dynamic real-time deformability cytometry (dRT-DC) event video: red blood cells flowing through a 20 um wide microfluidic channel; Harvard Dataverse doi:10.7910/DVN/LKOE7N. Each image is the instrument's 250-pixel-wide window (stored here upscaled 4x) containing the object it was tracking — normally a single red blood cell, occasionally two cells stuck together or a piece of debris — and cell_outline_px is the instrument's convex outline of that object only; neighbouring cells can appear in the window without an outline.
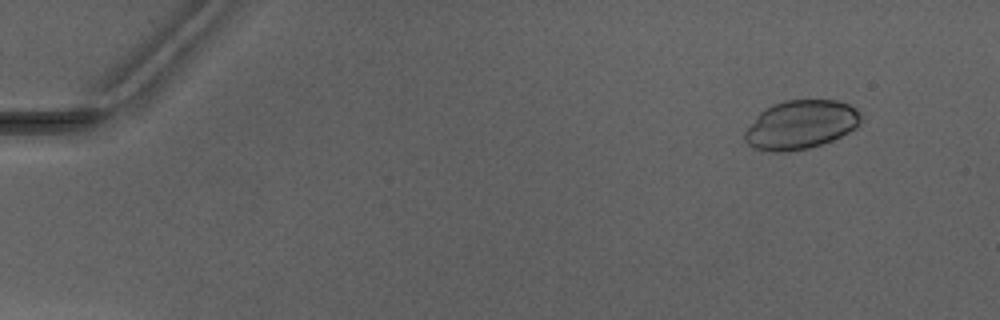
{"species": "Egyptian fruit bat (a non-hibernating species)", "species_latin": "Rousettus aegyptiacus", "temperature_condition": "warm", "stored_images_in_passage": 5, "camera_frame_rate_fps": 3000, "um_per_image_px": 0.085, "animal": {"sex": "male"}, "frame": {"image": 1, "passage_image": 2, "time_ms": 1.0, "image_size_px": [1000, 320], "cell_outline_px": [[864, 120], [856, 128], [832, 140], [808, 148], [784, 152], [772, 152], [756, 148], [748, 144], [744, 140], [744, 132], [756, 116], [764, 108], [772, 104], [784, 100], [836, 100], [848, 104], [856, 108], [860, 112]], "centroid_in_image_um": [68.08, 10.58], "position_along_channel_um": 16.9, "area_um2": 33.18}}